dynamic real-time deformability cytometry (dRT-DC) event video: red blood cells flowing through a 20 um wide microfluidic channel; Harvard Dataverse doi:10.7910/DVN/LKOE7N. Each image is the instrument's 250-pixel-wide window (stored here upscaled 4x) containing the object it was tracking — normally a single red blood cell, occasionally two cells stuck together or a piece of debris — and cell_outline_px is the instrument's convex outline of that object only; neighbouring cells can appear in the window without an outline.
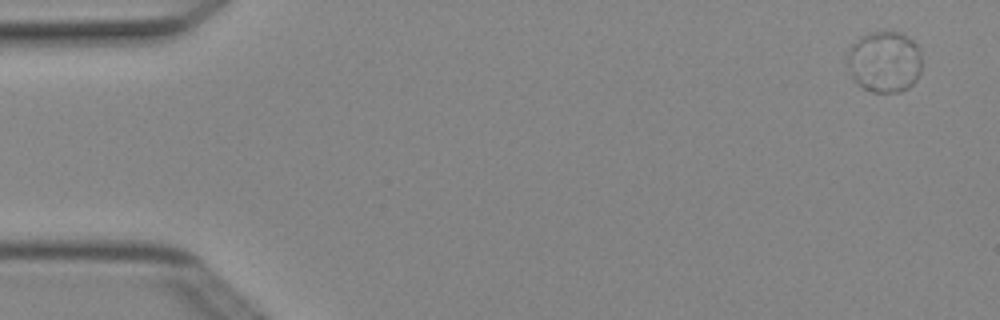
{"species": "Egyptian fruit bat (a non-hibernating species)", "species_latin": "Rousettus aegyptiacus", "temperature_condition": "cold", "stored_images_in_passage": 8, "camera_frame_rate_fps": 3000, "um_per_image_px": 0.085, "animal": {"sex": "female"}, "frame": {"image": 1, "passage_image": 1, "time_ms": 0.0, "image_size_px": [1000, 320], "cell_outline_px": [[920, 72], [916, 80], [908, 88], [900, 92], [872, 92], [860, 88], [856, 84], [852, 76], [848, 64], [848, 56], [852, 44], [860, 36], [872, 32], [900, 32], [908, 36], [916, 44], [920, 52]], "centroid_in_image_um": [75.18, 5.26], "position_along_channel_um": 9.8, "area_um2": 26.65}}
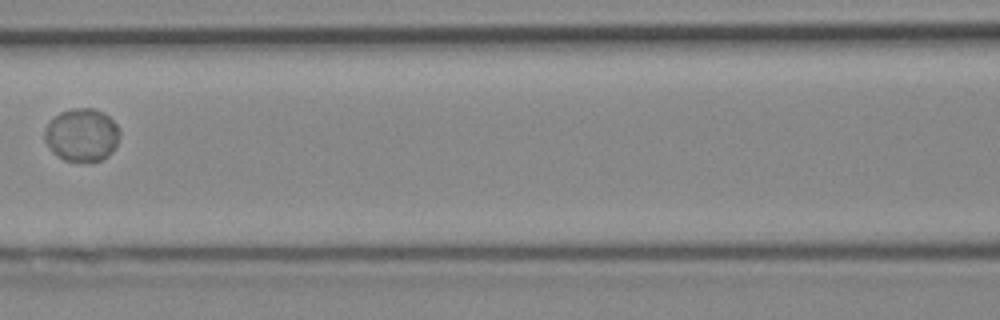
{"frame": {"image": 2, "passage_image": 7, "time_ms": 2.0, "image_size_px": [1000, 320], "cell_outline_px": [[120, 136], [112, 152], [108, 156], [92, 164], [64, 160], [52, 152], [44, 140], [44, 128], [60, 112], [72, 108], [92, 108], [104, 112], [116, 124], [120, 132]], "centroid_in_image_um": [6.96, 11.5], "position_along_channel_um": 159.6, "area_um2": 23.52}}
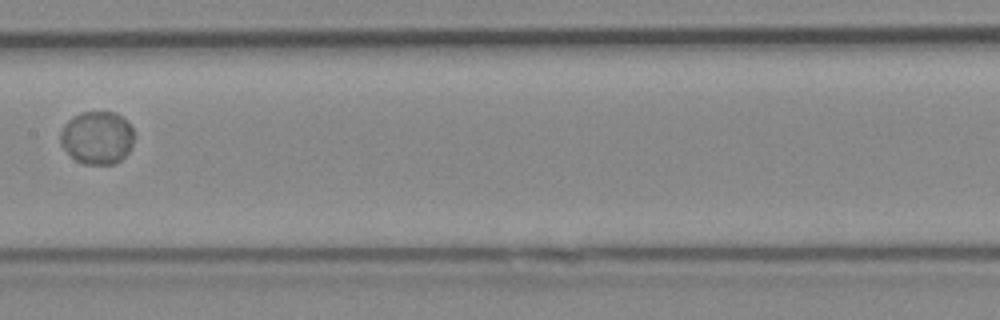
{"frame": {"image": 3, "passage_image": 8, "time_ms": 2.333, "image_size_px": [1000, 320], "cell_outline_px": [[132, 148], [120, 160], [112, 164], [84, 164], [76, 160], [60, 144], [60, 132], [64, 124], [72, 116], [80, 112], [112, 112], [120, 116], [132, 128]], "centroid_in_image_um": [8.22, 11.7], "position_along_channel_um": 199.2, "area_um2": 22.54}}